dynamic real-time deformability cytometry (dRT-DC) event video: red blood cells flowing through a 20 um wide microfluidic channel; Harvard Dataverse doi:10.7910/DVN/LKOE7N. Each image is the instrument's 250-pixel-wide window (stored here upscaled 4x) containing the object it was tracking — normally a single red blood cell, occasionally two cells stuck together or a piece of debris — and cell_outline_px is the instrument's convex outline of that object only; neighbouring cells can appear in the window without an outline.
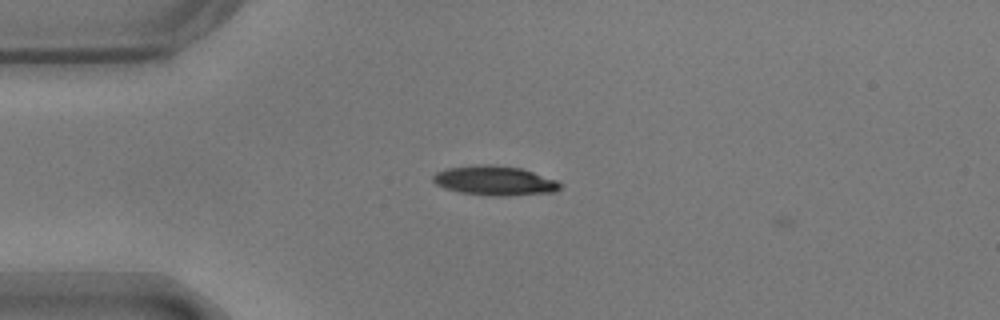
{"species": "common noctule bat (a hibernating species)", "species_latin": "Nyctalus noctula", "temperature_condition": "warm", "stored_images_in_passage": 42, "camera_frame_rate_fps": 3000, "um_per_image_px": 0.085, "animal": {"sex": "male", "body_mass_g": 17.9}, "frame": {"image": 1, "passage_image": 1, "time_ms": 0.0, "image_size_px": [1000, 320], "cell_outline_px": [[564, 184], [556, 192], [508, 196], [492, 196], [460, 192], [444, 188], [436, 184], [432, 180], [432, 176], [436, 172], [444, 168], [480, 164], [492, 164], [520, 168], [556, 180]], "centroid_in_image_um": [42.04, 15.36], "position_along_channel_um": 43.0, "area_um2": 22.02}}
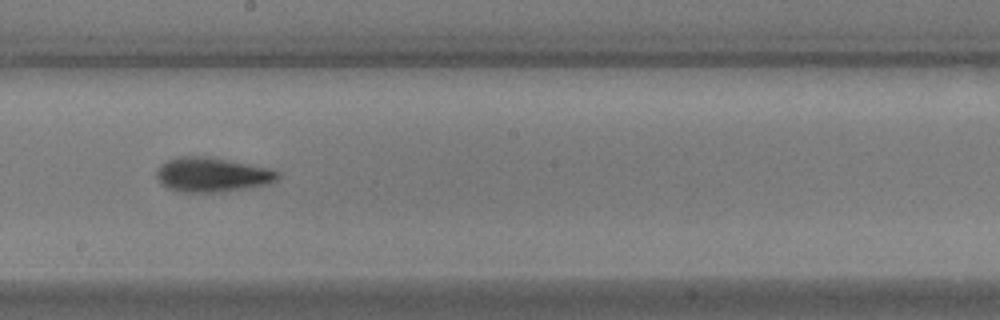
{"frame": {"image": 2, "passage_image": 18, "time_ms": 5.667, "image_size_px": [1000, 320], "cell_outline_px": [[280, 176], [276, 180], [268, 184], [220, 192], [180, 192], [168, 188], [156, 176], [156, 172], [160, 164], [176, 156], [204, 156], [228, 160], [268, 168], [280, 172]], "centroid_in_image_um": [18.02, 14.84], "position_along_channel_um": 230.2, "area_um2": 24.16}}
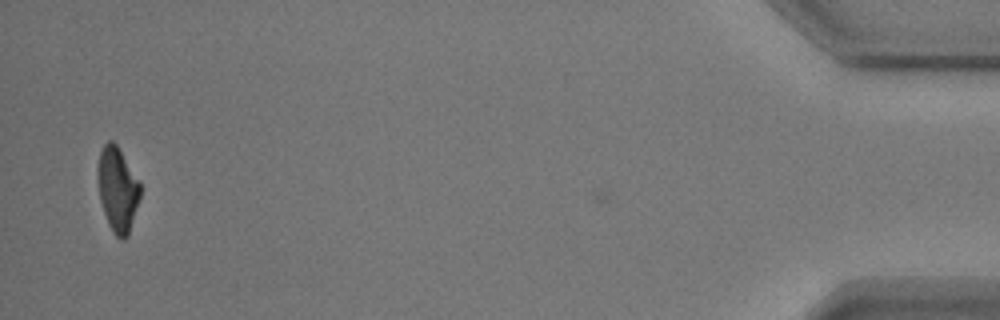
{"frame": {"image": 3, "passage_image": 41, "time_ms": 13.333, "image_size_px": [1000, 320], "cell_outline_px": [[140, 196], [128, 236], [124, 240], [120, 240], [112, 232], [108, 224], [100, 200], [96, 172], [96, 168], [100, 152], [104, 144], [108, 140], [112, 140], [116, 144], [140, 180]], "centroid_in_image_um": [9.98, 16.09], "position_along_channel_um": 425.2, "area_um2": 21.15}, "authors_computed_cell_mechanics": {"area_um2": 22.3975, "velocity_mm_per_s": 3.6667, "shape_relaxation_time_tau1_ms": 2.7942, "shape_relaxation_time_tau2_ms": 2.4317, "deformation_change_tau1": 0.1595, "deformation_change_tau2": 0.109}}